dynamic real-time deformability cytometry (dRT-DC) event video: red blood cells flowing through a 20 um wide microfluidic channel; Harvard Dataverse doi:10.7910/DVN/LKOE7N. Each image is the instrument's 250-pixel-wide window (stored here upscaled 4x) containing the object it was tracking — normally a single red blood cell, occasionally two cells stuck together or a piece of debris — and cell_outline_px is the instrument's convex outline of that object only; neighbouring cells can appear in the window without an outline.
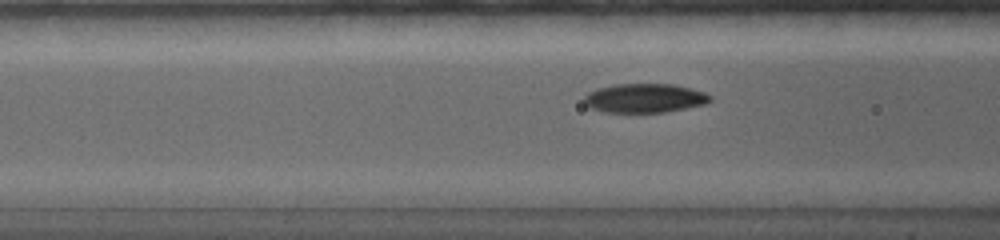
{"species": "common noctule bat (a hibernating species)", "species_latin": "Nyctalus noctula", "temperature_condition": "warm", "stored_images_in_passage": 25, "camera_frame_rate_fps": 5000, "um_per_image_px": 0.085, "animal": {"sex": "female", "body_mass_g": 19.0, "forearm_length_mm": 56.7}, "frame": {"image": 1, "passage_image": 10, "time_ms": 1.2, "image_size_px": [1000, 240], "cell_outline_px": [[712, 100], [708, 104], [664, 112], [604, 112], [588, 108], [584, 104], [584, 96], [588, 92], [596, 88], [612, 84], [672, 84], [692, 88], [704, 92], [712, 96]], "centroid_in_image_um": [54.78, 8.34], "position_along_channel_um": 111.8, "area_um2": 21.68}}
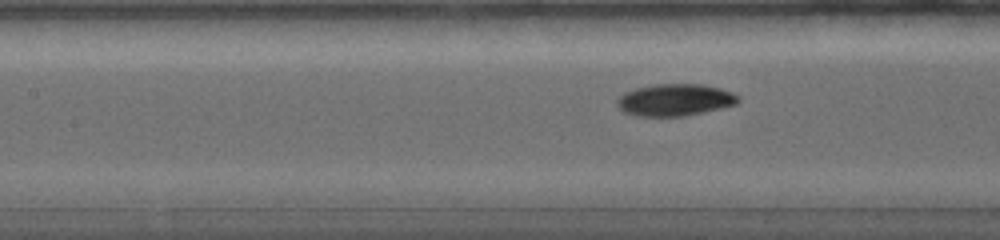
{"frame": {"image": 2, "passage_image": 18, "time_ms": 2.2, "image_size_px": [1000, 240], "cell_outline_px": [[740, 100], [736, 104], [704, 112], [684, 116], [636, 116], [624, 112], [616, 104], [616, 100], [624, 92], [636, 88], [652, 84], [704, 84], [720, 88], [732, 92], [740, 96]], "centroid_in_image_um": [57.37, 8.48], "position_along_channel_um": 150.0, "area_um2": 22.72}}